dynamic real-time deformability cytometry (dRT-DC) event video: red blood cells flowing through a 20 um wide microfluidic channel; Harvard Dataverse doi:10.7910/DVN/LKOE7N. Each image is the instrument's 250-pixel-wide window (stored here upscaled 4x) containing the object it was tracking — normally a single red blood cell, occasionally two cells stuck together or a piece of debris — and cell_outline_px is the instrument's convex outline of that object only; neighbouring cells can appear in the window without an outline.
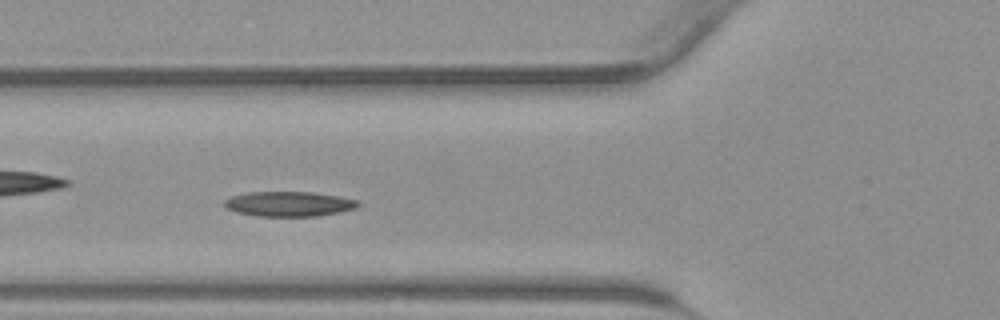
{"species": "common noctule bat (a hibernating species)", "species_latin": "Nyctalus noctula", "temperature_condition": "warm", "stored_images_in_passage": 34, "camera_frame_rate_fps": 3000, "um_per_image_px": 0.085, "animal": {"sex": "male", "body_mass_g": 23.1, "forearm_length_mm": 52.7}, "frame": {"image": 1, "passage_image": 7, "time_ms": 2.0, "image_size_px": [1000, 320], "cell_outline_px": [[360, 204], [356, 208], [340, 212], [316, 216], [256, 216], [236, 212], [228, 208], [224, 204], [224, 200], [232, 196], [248, 192], [312, 192], [340, 196], [360, 200]], "centroid_in_image_um": [24.6, 17.33], "position_along_channel_um": 101.2, "area_um2": 19.48}}
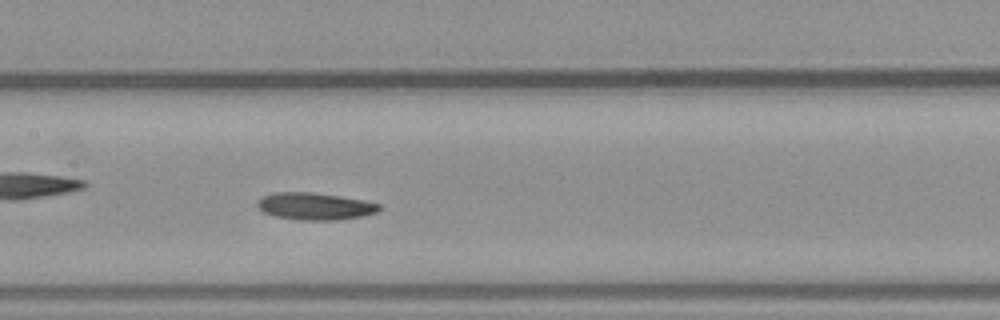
{"frame": {"image": 2, "passage_image": 12, "time_ms": 3.667, "image_size_px": [1000, 320], "cell_outline_px": [[384, 208], [380, 212], [360, 216], [336, 220], [300, 220], [276, 216], [264, 212], [256, 204], [264, 196], [276, 192], [312, 192], [340, 196], [364, 200], [380, 204]], "centroid_in_image_um": [26.84, 17.53], "position_along_channel_um": 180.6, "area_um2": 19.19}}
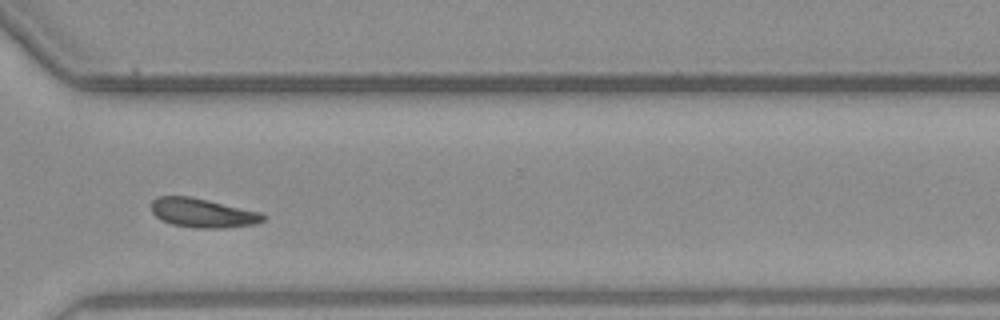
{"frame": {"image": 3, "passage_image": 23, "time_ms": 7.333, "image_size_px": [1000, 320], "cell_outline_px": [[268, 216], [264, 220], [256, 224], [220, 228], [192, 228], [172, 224], [156, 216], [152, 212], [152, 200], [160, 196], [192, 196], [260, 212]], "centroid_in_image_um": [17.25, 18.1], "position_along_channel_um": 353.3, "area_um2": 18.96}}